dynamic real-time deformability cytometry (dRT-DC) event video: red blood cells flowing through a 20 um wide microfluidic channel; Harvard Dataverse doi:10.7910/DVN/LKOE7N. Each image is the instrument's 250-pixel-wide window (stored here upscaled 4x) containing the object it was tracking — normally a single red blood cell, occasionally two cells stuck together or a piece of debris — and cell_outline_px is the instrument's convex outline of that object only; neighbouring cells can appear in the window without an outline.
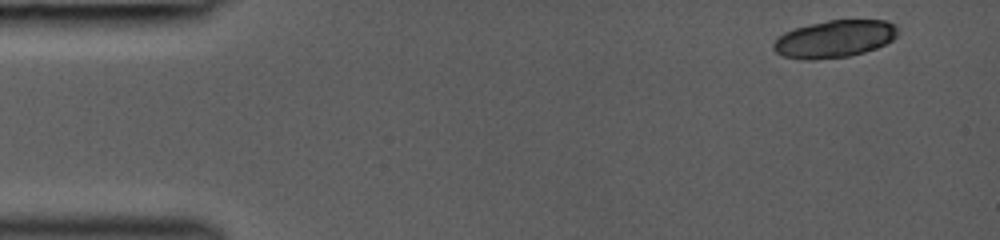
{"species": "common noctule bat (a hibernating species)", "species_latin": "Nyctalus noctula", "temperature_condition": "room temperature", "stored_images_in_passage": 4, "camera_frame_rate_fps": 3000, "um_per_image_px": 0.085, "animal": {"sex": "female", "body_mass_g": 19.0, "forearm_length_mm": 53.3}, "frame": {"image": 1, "passage_image": 1, "time_ms": 0.0, "image_size_px": [1000, 240], "cell_outline_px": [[900, 32], [892, 40], [876, 48], [864, 52], [848, 56], [816, 60], [804, 60], [780, 56], [772, 48], [772, 44], [776, 36], [784, 32], [796, 28], [828, 20], [888, 20], [896, 24], [900, 28]], "centroid_in_image_um": [70.93, 3.31], "position_along_channel_um": 14.1, "area_um2": 27.46}}
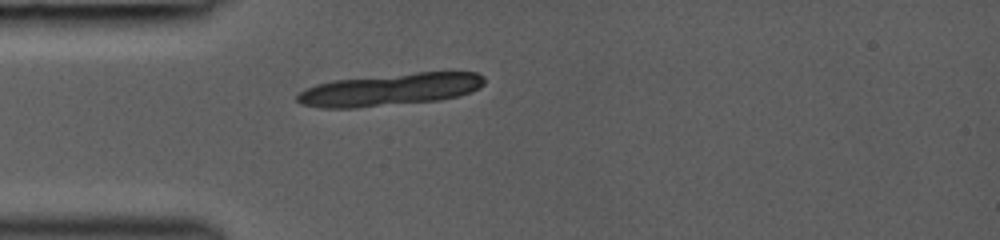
{"frame": {"image": 2, "passage_image": 4, "time_ms": 3.333, "image_size_px": [1000, 240], "cell_outline_px": [[484, 84], [480, 88], [472, 92], [440, 100], [356, 108], [320, 108], [300, 104], [296, 100], [296, 96], [304, 88], [316, 84], [332, 80], [416, 72], [476, 72], [484, 76]], "centroid_in_image_um": [33.13, 7.62], "position_along_channel_um": 51.9, "area_um2": 35.49}}